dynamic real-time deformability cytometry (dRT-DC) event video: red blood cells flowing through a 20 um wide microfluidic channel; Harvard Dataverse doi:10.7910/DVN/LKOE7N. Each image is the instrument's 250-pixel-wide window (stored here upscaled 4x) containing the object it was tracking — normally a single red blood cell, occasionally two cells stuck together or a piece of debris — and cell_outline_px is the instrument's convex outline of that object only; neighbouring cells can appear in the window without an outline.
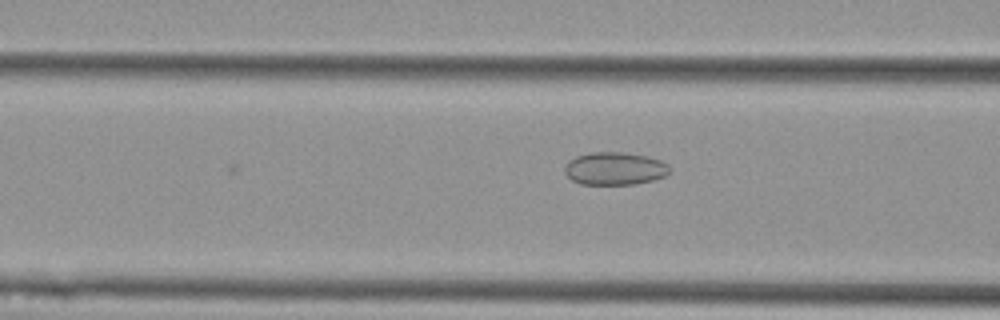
{"species": "Egyptian fruit bat (a non-hibernating species)", "species_latin": "Rousettus aegyptiacus", "temperature_condition": "cold", "stored_images_in_passage": 6, "camera_frame_rate_fps": 3000, "um_per_image_px": 0.085, "animal": {"sex": "female"}, "frame": {"image": 1, "passage_image": 6, "time_ms": 1.667, "image_size_px": [1000, 320], "cell_outline_px": [[672, 172], [664, 176], [652, 180], [636, 184], [580, 184], [572, 180], [564, 172], [564, 164], [568, 160], [576, 156], [592, 152], [624, 152], [648, 156], [660, 160], [668, 164]], "centroid_in_image_um": [52.25, 14.32], "position_along_channel_um": 114.3, "area_um2": 20.29}}